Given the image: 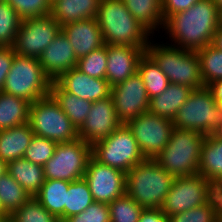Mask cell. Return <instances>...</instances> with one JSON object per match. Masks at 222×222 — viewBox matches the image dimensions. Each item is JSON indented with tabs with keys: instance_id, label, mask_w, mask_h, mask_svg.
<instances>
[{
	"instance_id": "cell-24",
	"label": "cell",
	"mask_w": 222,
	"mask_h": 222,
	"mask_svg": "<svg viewBox=\"0 0 222 222\" xmlns=\"http://www.w3.org/2000/svg\"><path fill=\"white\" fill-rule=\"evenodd\" d=\"M34 136L29 123L0 131V158L5 162L23 158Z\"/></svg>"
},
{
	"instance_id": "cell-3",
	"label": "cell",
	"mask_w": 222,
	"mask_h": 222,
	"mask_svg": "<svg viewBox=\"0 0 222 222\" xmlns=\"http://www.w3.org/2000/svg\"><path fill=\"white\" fill-rule=\"evenodd\" d=\"M174 179L154 159H146L126 173V194L143 209H160Z\"/></svg>"
},
{
	"instance_id": "cell-28",
	"label": "cell",
	"mask_w": 222,
	"mask_h": 222,
	"mask_svg": "<svg viewBox=\"0 0 222 222\" xmlns=\"http://www.w3.org/2000/svg\"><path fill=\"white\" fill-rule=\"evenodd\" d=\"M30 103L0 91V131L28 123Z\"/></svg>"
},
{
	"instance_id": "cell-36",
	"label": "cell",
	"mask_w": 222,
	"mask_h": 222,
	"mask_svg": "<svg viewBox=\"0 0 222 222\" xmlns=\"http://www.w3.org/2000/svg\"><path fill=\"white\" fill-rule=\"evenodd\" d=\"M21 20L6 0H0V46H13Z\"/></svg>"
},
{
	"instance_id": "cell-35",
	"label": "cell",
	"mask_w": 222,
	"mask_h": 222,
	"mask_svg": "<svg viewBox=\"0 0 222 222\" xmlns=\"http://www.w3.org/2000/svg\"><path fill=\"white\" fill-rule=\"evenodd\" d=\"M9 222H60V219L31 197L9 216Z\"/></svg>"
},
{
	"instance_id": "cell-15",
	"label": "cell",
	"mask_w": 222,
	"mask_h": 222,
	"mask_svg": "<svg viewBox=\"0 0 222 222\" xmlns=\"http://www.w3.org/2000/svg\"><path fill=\"white\" fill-rule=\"evenodd\" d=\"M111 97L118 120L122 124L135 119L141 113L149 112L150 99L138 72L112 86Z\"/></svg>"
},
{
	"instance_id": "cell-40",
	"label": "cell",
	"mask_w": 222,
	"mask_h": 222,
	"mask_svg": "<svg viewBox=\"0 0 222 222\" xmlns=\"http://www.w3.org/2000/svg\"><path fill=\"white\" fill-rule=\"evenodd\" d=\"M21 19L50 15L51 0H6Z\"/></svg>"
},
{
	"instance_id": "cell-5",
	"label": "cell",
	"mask_w": 222,
	"mask_h": 222,
	"mask_svg": "<svg viewBox=\"0 0 222 222\" xmlns=\"http://www.w3.org/2000/svg\"><path fill=\"white\" fill-rule=\"evenodd\" d=\"M150 38L146 52L167 76L169 83L187 85L193 89L204 86L196 51H189Z\"/></svg>"
},
{
	"instance_id": "cell-11",
	"label": "cell",
	"mask_w": 222,
	"mask_h": 222,
	"mask_svg": "<svg viewBox=\"0 0 222 222\" xmlns=\"http://www.w3.org/2000/svg\"><path fill=\"white\" fill-rule=\"evenodd\" d=\"M90 157L91 145L81 138L58 143L52 158L43 166L45 180L72 182L84 178Z\"/></svg>"
},
{
	"instance_id": "cell-16",
	"label": "cell",
	"mask_w": 222,
	"mask_h": 222,
	"mask_svg": "<svg viewBox=\"0 0 222 222\" xmlns=\"http://www.w3.org/2000/svg\"><path fill=\"white\" fill-rule=\"evenodd\" d=\"M121 124L110 96L92 103L87 118L78 129V136L92 146L110 136Z\"/></svg>"
},
{
	"instance_id": "cell-45",
	"label": "cell",
	"mask_w": 222,
	"mask_h": 222,
	"mask_svg": "<svg viewBox=\"0 0 222 222\" xmlns=\"http://www.w3.org/2000/svg\"><path fill=\"white\" fill-rule=\"evenodd\" d=\"M216 102L222 100V79L208 85Z\"/></svg>"
},
{
	"instance_id": "cell-49",
	"label": "cell",
	"mask_w": 222,
	"mask_h": 222,
	"mask_svg": "<svg viewBox=\"0 0 222 222\" xmlns=\"http://www.w3.org/2000/svg\"><path fill=\"white\" fill-rule=\"evenodd\" d=\"M213 1L216 3L219 12L222 14V0H213Z\"/></svg>"
},
{
	"instance_id": "cell-46",
	"label": "cell",
	"mask_w": 222,
	"mask_h": 222,
	"mask_svg": "<svg viewBox=\"0 0 222 222\" xmlns=\"http://www.w3.org/2000/svg\"><path fill=\"white\" fill-rule=\"evenodd\" d=\"M212 45L222 51V21L219 25L218 31L214 34Z\"/></svg>"
},
{
	"instance_id": "cell-41",
	"label": "cell",
	"mask_w": 222,
	"mask_h": 222,
	"mask_svg": "<svg viewBox=\"0 0 222 222\" xmlns=\"http://www.w3.org/2000/svg\"><path fill=\"white\" fill-rule=\"evenodd\" d=\"M63 222H111L109 205L94 201L85 211L68 217Z\"/></svg>"
},
{
	"instance_id": "cell-50",
	"label": "cell",
	"mask_w": 222,
	"mask_h": 222,
	"mask_svg": "<svg viewBox=\"0 0 222 222\" xmlns=\"http://www.w3.org/2000/svg\"><path fill=\"white\" fill-rule=\"evenodd\" d=\"M0 222H9V215H0Z\"/></svg>"
},
{
	"instance_id": "cell-21",
	"label": "cell",
	"mask_w": 222,
	"mask_h": 222,
	"mask_svg": "<svg viewBox=\"0 0 222 222\" xmlns=\"http://www.w3.org/2000/svg\"><path fill=\"white\" fill-rule=\"evenodd\" d=\"M198 174L222 189V140L206 135L199 160Z\"/></svg>"
},
{
	"instance_id": "cell-6",
	"label": "cell",
	"mask_w": 222,
	"mask_h": 222,
	"mask_svg": "<svg viewBox=\"0 0 222 222\" xmlns=\"http://www.w3.org/2000/svg\"><path fill=\"white\" fill-rule=\"evenodd\" d=\"M51 83L52 80L45 74L38 59L16 54L2 92L31 104L50 94Z\"/></svg>"
},
{
	"instance_id": "cell-2",
	"label": "cell",
	"mask_w": 222,
	"mask_h": 222,
	"mask_svg": "<svg viewBox=\"0 0 222 222\" xmlns=\"http://www.w3.org/2000/svg\"><path fill=\"white\" fill-rule=\"evenodd\" d=\"M96 19L107 45L147 47L149 38H153L129 12L123 0H101Z\"/></svg>"
},
{
	"instance_id": "cell-20",
	"label": "cell",
	"mask_w": 222,
	"mask_h": 222,
	"mask_svg": "<svg viewBox=\"0 0 222 222\" xmlns=\"http://www.w3.org/2000/svg\"><path fill=\"white\" fill-rule=\"evenodd\" d=\"M77 59L105 45L96 18L82 19L62 26Z\"/></svg>"
},
{
	"instance_id": "cell-43",
	"label": "cell",
	"mask_w": 222,
	"mask_h": 222,
	"mask_svg": "<svg viewBox=\"0 0 222 222\" xmlns=\"http://www.w3.org/2000/svg\"><path fill=\"white\" fill-rule=\"evenodd\" d=\"M200 0H162V16L164 21L171 15L188 10Z\"/></svg>"
},
{
	"instance_id": "cell-8",
	"label": "cell",
	"mask_w": 222,
	"mask_h": 222,
	"mask_svg": "<svg viewBox=\"0 0 222 222\" xmlns=\"http://www.w3.org/2000/svg\"><path fill=\"white\" fill-rule=\"evenodd\" d=\"M217 102L208 86L193 89L173 118V127L211 135L220 122Z\"/></svg>"
},
{
	"instance_id": "cell-39",
	"label": "cell",
	"mask_w": 222,
	"mask_h": 222,
	"mask_svg": "<svg viewBox=\"0 0 222 222\" xmlns=\"http://www.w3.org/2000/svg\"><path fill=\"white\" fill-rule=\"evenodd\" d=\"M57 144L53 140L34 135L23 158L34 164L44 166L52 158Z\"/></svg>"
},
{
	"instance_id": "cell-27",
	"label": "cell",
	"mask_w": 222,
	"mask_h": 222,
	"mask_svg": "<svg viewBox=\"0 0 222 222\" xmlns=\"http://www.w3.org/2000/svg\"><path fill=\"white\" fill-rule=\"evenodd\" d=\"M129 12L153 36L163 29L162 0H123Z\"/></svg>"
},
{
	"instance_id": "cell-33",
	"label": "cell",
	"mask_w": 222,
	"mask_h": 222,
	"mask_svg": "<svg viewBox=\"0 0 222 222\" xmlns=\"http://www.w3.org/2000/svg\"><path fill=\"white\" fill-rule=\"evenodd\" d=\"M94 202L89 185L84 178L69 183L64 206V220L79 214Z\"/></svg>"
},
{
	"instance_id": "cell-29",
	"label": "cell",
	"mask_w": 222,
	"mask_h": 222,
	"mask_svg": "<svg viewBox=\"0 0 222 222\" xmlns=\"http://www.w3.org/2000/svg\"><path fill=\"white\" fill-rule=\"evenodd\" d=\"M69 183L64 180H45L34 196L50 213L57 216L60 222L64 221V206Z\"/></svg>"
},
{
	"instance_id": "cell-48",
	"label": "cell",
	"mask_w": 222,
	"mask_h": 222,
	"mask_svg": "<svg viewBox=\"0 0 222 222\" xmlns=\"http://www.w3.org/2000/svg\"><path fill=\"white\" fill-rule=\"evenodd\" d=\"M212 135L222 140V118L220 119L217 129L214 131Z\"/></svg>"
},
{
	"instance_id": "cell-12",
	"label": "cell",
	"mask_w": 222,
	"mask_h": 222,
	"mask_svg": "<svg viewBox=\"0 0 222 222\" xmlns=\"http://www.w3.org/2000/svg\"><path fill=\"white\" fill-rule=\"evenodd\" d=\"M61 31L62 26L51 15L22 19L13 50L20 56L38 59Z\"/></svg>"
},
{
	"instance_id": "cell-25",
	"label": "cell",
	"mask_w": 222,
	"mask_h": 222,
	"mask_svg": "<svg viewBox=\"0 0 222 222\" xmlns=\"http://www.w3.org/2000/svg\"><path fill=\"white\" fill-rule=\"evenodd\" d=\"M50 94L78 130L87 118L92 102L66 92L56 81L51 83Z\"/></svg>"
},
{
	"instance_id": "cell-52",
	"label": "cell",
	"mask_w": 222,
	"mask_h": 222,
	"mask_svg": "<svg viewBox=\"0 0 222 222\" xmlns=\"http://www.w3.org/2000/svg\"><path fill=\"white\" fill-rule=\"evenodd\" d=\"M0 215H8V214L4 211L1 203H0Z\"/></svg>"
},
{
	"instance_id": "cell-37",
	"label": "cell",
	"mask_w": 222,
	"mask_h": 222,
	"mask_svg": "<svg viewBox=\"0 0 222 222\" xmlns=\"http://www.w3.org/2000/svg\"><path fill=\"white\" fill-rule=\"evenodd\" d=\"M109 205L111 222H138L143 208L127 194Z\"/></svg>"
},
{
	"instance_id": "cell-42",
	"label": "cell",
	"mask_w": 222,
	"mask_h": 222,
	"mask_svg": "<svg viewBox=\"0 0 222 222\" xmlns=\"http://www.w3.org/2000/svg\"><path fill=\"white\" fill-rule=\"evenodd\" d=\"M16 53L11 46H0V91H2L7 74Z\"/></svg>"
},
{
	"instance_id": "cell-44",
	"label": "cell",
	"mask_w": 222,
	"mask_h": 222,
	"mask_svg": "<svg viewBox=\"0 0 222 222\" xmlns=\"http://www.w3.org/2000/svg\"><path fill=\"white\" fill-rule=\"evenodd\" d=\"M138 222H170L161 209H143Z\"/></svg>"
},
{
	"instance_id": "cell-32",
	"label": "cell",
	"mask_w": 222,
	"mask_h": 222,
	"mask_svg": "<svg viewBox=\"0 0 222 222\" xmlns=\"http://www.w3.org/2000/svg\"><path fill=\"white\" fill-rule=\"evenodd\" d=\"M31 197L8 172L0 177V203L9 216Z\"/></svg>"
},
{
	"instance_id": "cell-18",
	"label": "cell",
	"mask_w": 222,
	"mask_h": 222,
	"mask_svg": "<svg viewBox=\"0 0 222 222\" xmlns=\"http://www.w3.org/2000/svg\"><path fill=\"white\" fill-rule=\"evenodd\" d=\"M56 82L66 91L90 102L111 96V85L106 79L90 77L78 68L63 73Z\"/></svg>"
},
{
	"instance_id": "cell-26",
	"label": "cell",
	"mask_w": 222,
	"mask_h": 222,
	"mask_svg": "<svg viewBox=\"0 0 222 222\" xmlns=\"http://www.w3.org/2000/svg\"><path fill=\"white\" fill-rule=\"evenodd\" d=\"M8 173L28 193L34 197L45 182L44 168L25 158H20L8 163Z\"/></svg>"
},
{
	"instance_id": "cell-13",
	"label": "cell",
	"mask_w": 222,
	"mask_h": 222,
	"mask_svg": "<svg viewBox=\"0 0 222 222\" xmlns=\"http://www.w3.org/2000/svg\"><path fill=\"white\" fill-rule=\"evenodd\" d=\"M146 159H155L170 139L172 120L150 112L141 113L126 123Z\"/></svg>"
},
{
	"instance_id": "cell-1",
	"label": "cell",
	"mask_w": 222,
	"mask_h": 222,
	"mask_svg": "<svg viewBox=\"0 0 222 222\" xmlns=\"http://www.w3.org/2000/svg\"><path fill=\"white\" fill-rule=\"evenodd\" d=\"M222 21L213 0H200L188 10L177 12L164 21L163 31L171 45L189 51H198L212 44L214 34Z\"/></svg>"
},
{
	"instance_id": "cell-30",
	"label": "cell",
	"mask_w": 222,
	"mask_h": 222,
	"mask_svg": "<svg viewBox=\"0 0 222 222\" xmlns=\"http://www.w3.org/2000/svg\"><path fill=\"white\" fill-rule=\"evenodd\" d=\"M137 72L143 80L149 99L163 93L169 85L167 76L147 52L138 63Z\"/></svg>"
},
{
	"instance_id": "cell-51",
	"label": "cell",
	"mask_w": 222,
	"mask_h": 222,
	"mask_svg": "<svg viewBox=\"0 0 222 222\" xmlns=\"http://www.w3.org/2000/svg\"><path fill=\"white\" fill-rule=\"evenodd\" d=\"M217 106L219 109L220 117L222 118V100L217 102Z\"/></svg>"
},
{
	"instance_id": "cell-19",
	"label": "cell",
	"mask_w": 222,
	"mask_h": 222,
	"mask_svg": "<svg viewBox=\"0 0 222 222\" xmlns=\"http://www.w3.org/2000/svg\"><path fill=\"white\" fill-rule=\"evenodd\" d=\"M38 61L45 74L56 81L66 71L76 68L78 59L68 38L61 31L45 48Z\"/></svg>"
},
{
	"instance_id": "cell-47",
	"label": "cell",
	"mask_w": 222,
	"mask_h": 222,
	"mask_svg": "<svg viewBox=\"0 0 222 222\" xmlns=\"http://www.w3.org/2000/svg\"><path fill=\"white\" fill-rule=\"evenodd\" d=\"M8 172V163L0 158V177Z\"/></svg>"
},
{
	"instance_id": "cell-22",
	"label": "cell",
	"mask_w": 222,
	"mask_h": 222,
	"mask_svg": "<svg viewBox=\"0 0 222 222\" xmlns=\"http://www.w3.org/2000/svg\"><path fill=\"white\" fill-rule=\"evenodd\" d=\"M101 0H54L50 15L61 26L82 19L96 18Z\"/></svg>"
},
{
	"instance_id": "cell-14",
	"label": "cell",
	"mask_w": 222,
	"mask_h": 222,
	"mask_svg": "<svg viewBox=\"0 0 222 222\" xmlns=\"http://www.w3.org/2000/svg\"><path fill=\"white\" fill-rule=\"evenodd\" d=\"M84 179L95 202L111 203L126 194V173L95 160H88Z\"/></svg>"
},
{
	"instance_id": "cell-23",
	"label": "cell",
	"mask_w": 222,
	"mask_h": 222,
	"mask_svg": "<svg viewBox=\"0 0 222 222\" xmlns=\"http://www.w3.org/2000/svg\"><path fill=\"white\" fill-rule=\"evenodd\" d=\"M192 90L193 88L187 85L169 83L163 93L150 99L149 112L159 117L173 120Z\"/></svg>"
},
{
	"instance_id": "cell-17",
	"label": "cell",
	"mask_w": 222,
	"mask_h": 222,
	"mask_svg": "<svg viewBox=\"0 0 222 222\" xmlns=\"http://www.w3.org/2000/svg\"><path fill=\"white\" fill-rule=\"evenodd\" d=\"M147 47L131 45H107V68L105 79L111 86L125 81L137 73L138 63Z\"/></svg>"
},
{
	"instance_id": "cell-53",
	"label": "cell",
	"mask_w": 222,
	"mask_h": 222,
	"mask_svg": "<svg viewBox=\"0 0 222 222\" xmlns=\"http://www.w3.org/2000/svg\"><path fill=\"white\" fill-rule=\"evenodd\" d=\"M219 193H220V195H221V201H222V189L219 190Z\"/></svg>"
},
{
	"instance_id": "cell-34",
	"label": "cell",
	"mask_w": 222,
	"mask_h": 222,
	"mask_svg": "<svg viewBox=\"0 0 222 222\" xmlns=\"http://www.w3.org/2000/svg\"><path fill=\"white\" fill-rule=\"evenodd\" d=\"M204 86L222 79V51L212 44L197 51Z\"/></svg>"
},
{
	"instance_id": "cell-10",
	"label": "cell",
	"mask_w": 222,
	"mask_h": 222,
	"mask_svg": "<svg viewBox=\"0 0 222 222\" xmlns=\"http://www.w3.org/2000/svg\"><path fill=\"white\" fill-rule=\"evenodd\" d=\"M218 192L211 182L199 174L175 177L160 209L169 217L208 203Z\"/></svg>"
},
{
	"instance_id": "cell-38",
	"label": "cell",
	"mask_w": 222,
	"mask_h": 222,
	"mask_svg": "<svg viewBox=\"0 0 222 222\" xmlns=\"http://www.w3.org/2000/svg\"><path fill=\"white\" fill-rule=\"evenodd\" d=\"M76 68L90 77L105 79L107 68V44L79 58Z\"/></svg>"
},
{
	"instance_id": "cell-31",
	"label": "cell",
	"mask_w": 222,
	"mask_h": 222,
	"mask_svg": "<svg viewBox=\"0 0 222 222\" xmlns=\"http://www.w3.org/2000/svg\"><path fill=\"white\" fill-rule=\"evenodd\" d=\"M170 222H222V201L218 192L208 203L169 216Z\"/></svg>"
},
{
	"instance_id": "cell-7",
	"label": "cell",
	"mask_w": 222,
	"mask_h": 222,
	"mask_svg": "<svg viewBox=\"0 0 222 222\" xmlns=\"http://www.w3.org/2000/svg\"><path fill=\"white\" fill-rule=\"evenodd\" d=\"M28 123L34 135L57 143L70 142L79 138L78 130L51 94L30 104Z\"/></svg>"
},
{
	"instance_id": "cell-4",
	"label": "cell",
	"mask_w": 222,
	"mask_h": 222,
	"mask_svg": "<svg viewBox=\"0 0 222 222\" xmlns=\"http://www.w3.org/2000/svg\"><path fill=\"white\" fill-rule=\"evenodd\" d=\"M205 137L198 131L173 128L168 144L154 160L174 177L198 174Z\"/></svg>"
},
{
	"instance_id": "cell-9",
	"label": "cell",
	"mask_w": 222,
	"mask_h": 222,
	"mask_svg": "<svg viewBox=\"0 0 222 222\" xmlns=\"http://www.w3.org/2000/svg\"><path fill=\"white\" fill-rule=\"evenodd\" d=\"M91 156L98 162L127 173L146 160L131 130L121 124L110 136L91 146Z\"/></svg>"
}]
</instances>
